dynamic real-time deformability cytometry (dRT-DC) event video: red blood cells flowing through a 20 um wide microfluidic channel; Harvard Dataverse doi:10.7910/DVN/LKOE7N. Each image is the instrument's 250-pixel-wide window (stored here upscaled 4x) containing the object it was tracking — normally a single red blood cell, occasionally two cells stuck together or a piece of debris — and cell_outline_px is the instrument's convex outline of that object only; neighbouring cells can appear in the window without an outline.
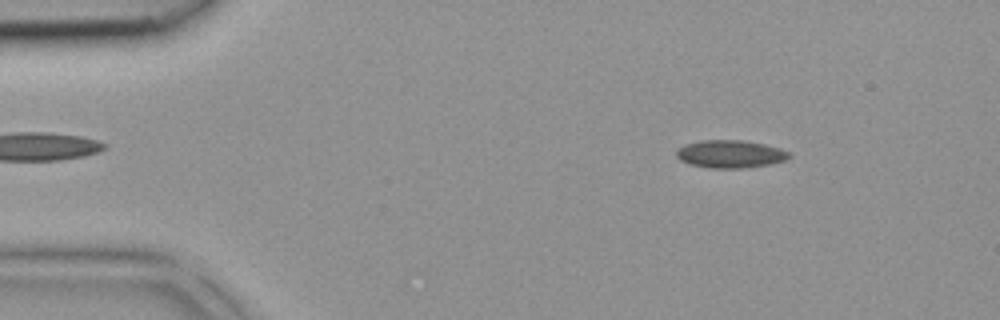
{"species": "common noctule bat (a hibernating species)", "species_latin": "Nyctalus noctula", "temperature_condition": "room temperature", "stored_images_in_passage": 18, "camera_frame_rate_fps": 3000, "um_per_image_px": 0.085, "animal": {"sex": "female", "body_mass_g": 18.4}, "frame": {"image": 1, "passage_image": 1, "time_ms": 0.0, "image_size_px": [1000, 320], "cell_outline_px": [[792, 156], [784, 160], [768, 164], [748, 168], [708, 168], [688, 164], [680, 160], [676, 156], [676, 152], [684, 144], [700, 140], [744, 140], [764, 144], [780, 148], [788, 152]], "centroid_in_image_um": [62.05, 13.09], "position_along_channel_um": 23.0, "area_um2": 18.32}}
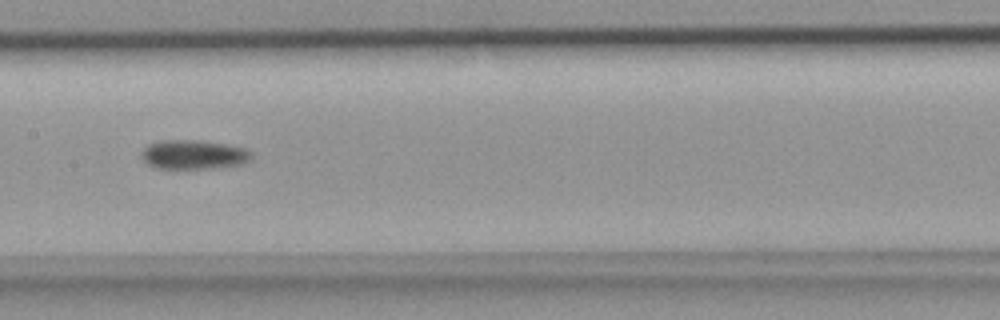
{"frame": {"image": 2, "passage_image": 16, "time_ms": 5.0, "image_size_px": [1000, 320], "cell_outline_px": [[252, 160], [240, 164], [212, 168], [156, 168], [148, 164], [140, 156], [140, 152], [148, 144], [160, 140], [200, 140], [228, 144], [248, 148], [252, 152]], "centroid_in_image_um": [16.48, 13.12], "position_along_channel_um": 190.9, "area_um2": 18.96}}
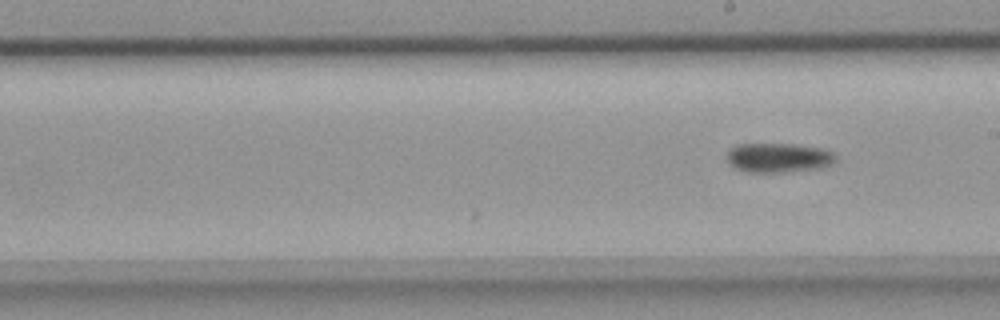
{"frame": {"image": 3, "passage_image": 18, "time_ms": 5.667, "image_size_px": [1000, 320], "cell_outline_px": [[836, 160], [832, 164], [820, 168], [780, 172], [752, 172], [736, 168], [728, 160], [728, 148], [736, 144], [796, 144], [824, 148], [836, 152]], "centroid_in_image_um": [66.23, 13.38], "position_along_channel_um": 222.8, "area_um2": 18.73}}